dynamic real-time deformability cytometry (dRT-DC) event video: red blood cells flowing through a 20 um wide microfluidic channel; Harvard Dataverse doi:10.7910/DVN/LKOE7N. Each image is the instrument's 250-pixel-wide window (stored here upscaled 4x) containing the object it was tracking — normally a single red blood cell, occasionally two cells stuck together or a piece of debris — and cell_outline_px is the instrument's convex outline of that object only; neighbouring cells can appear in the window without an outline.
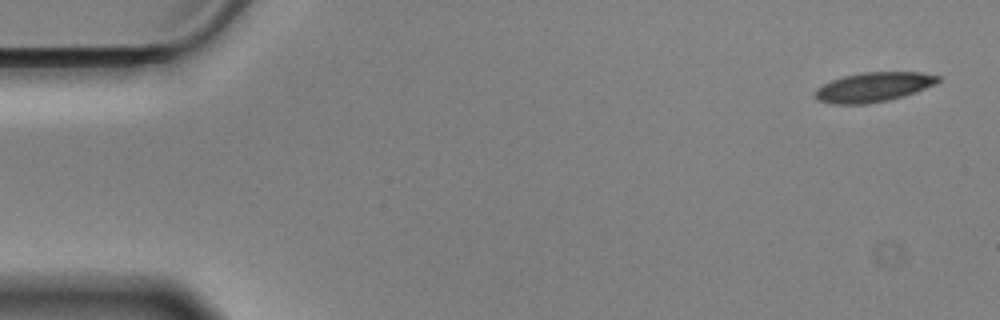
{"species": "Egyptian fruit bat (a non-hibernating species)", "species_latin": "Rousettus aegyptiacus", "temperature_condition": "cold", "stored_images_in_passage": 56, "camera_frame_rate_fps": 3000, "um_per_image_px": 0.085, "animal": {"sex": "male"}, "frame": {"image": 1, "passage_image": 1, "time_ms": 0.0, "image_size_px": [1000, 320], "cell_outline_px": [[940, 80], [936, 84], [916, 92], [904, 96], [888, 100], [868, 104], [828, 104], [816, 100], [812, 96], [812, 92], [816, 88], [832, 80], [844, 76], [860, 72], [920, 72], [940, 76]], "centroid_in_image_um": [74.2, 7.41], "position_along_channel_um": 10.8, "area_um2": 21.5}}
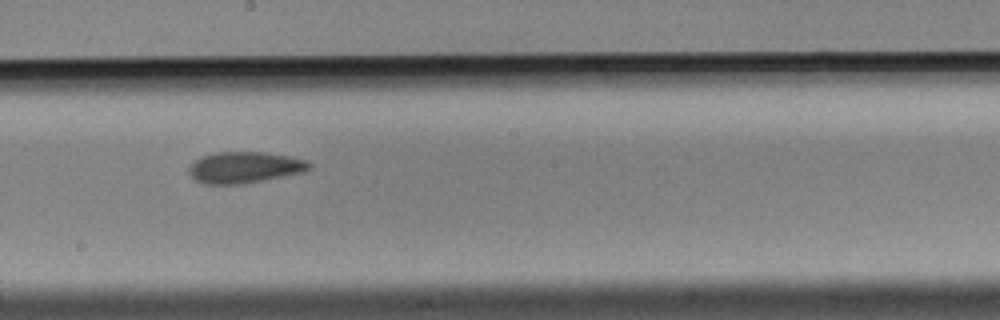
{"frame": {"image": 2, "passage_image": 30, "time_ms": 9.667, "image_size_px": [1000, 320], "cell_outline_px": [[312, 168], [304, 172], [244, 184], [204, 184], [196, 180], [188, 172], [188, 168], [200, 156], [216, 152], [264, 152], [288, 156], [308, 160], [312, 164]], "centroid_in_image_um": [20.82, 14.23], "position_along_channel_um": 227.4, "area_um2": 22.08}}
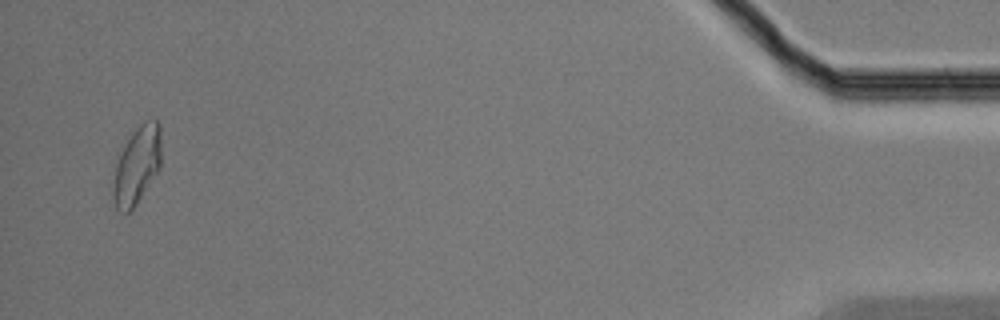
{"frame": {"image": 3, "passage_image": 54, "time_ms": 17.667, "image_size_px": [1000, 320], "cell_outline_px": [[160, 168], [132, 212], [124, 216], [116, 208], [112, 192], [112, 188], [116, 164], [132, 132], [144, 120], [152, 116], [160, 124]], "centroid_in_image_um": [11.65, 14.09], "position_along_channel_um": 423.6, "area_um2": 21.96}, "authors_computed_cell_mechanics": {"area_um2": 21.7906, "velocity_mm_per_s": 3.4951, "shape_relaxation_time_tau1_ms": 5.859, "shape_relaxation_time_tau2_ms": 6.7127, "deformation_change_tau1": 0.1614, "deformation_change_tau2": 0.142}}